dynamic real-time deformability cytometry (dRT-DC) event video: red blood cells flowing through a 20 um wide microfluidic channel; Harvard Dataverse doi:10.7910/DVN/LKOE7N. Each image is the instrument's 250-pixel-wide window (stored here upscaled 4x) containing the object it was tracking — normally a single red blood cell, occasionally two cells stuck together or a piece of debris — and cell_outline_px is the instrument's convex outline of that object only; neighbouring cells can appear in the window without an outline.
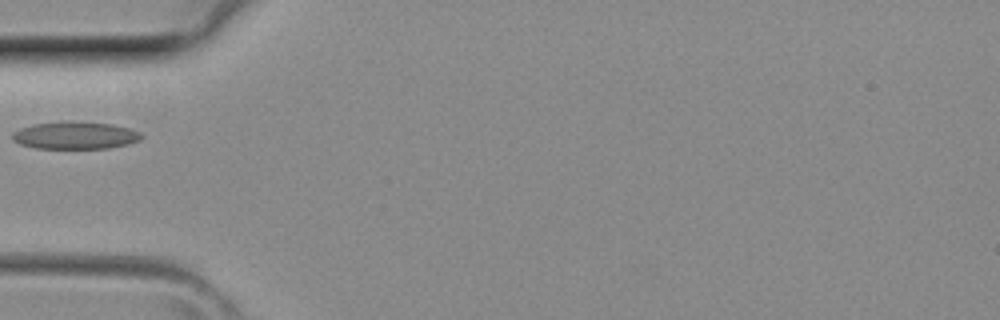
{"species": "common noctule bat (a hibernating species)", "species_latin": "Nyctalus noctula", "temperature_condition": "room temperature", "stored_images_in_passage": 2, "camera_frame_rate_fps": 3000, "um_per_image_px": 0.085, "animal": {"sex": "female", "body_mass_g": 29.2, "forearm_length_mm": 56.3}, "frame": {"image": 1, "passage_image": 2, "time_ms": 0.333, "image_size_px": [1000, 320], "cell_outline_px": [[144, 136], [140, 140], [128, 144], [108, 148], [36, 148], [20, 144], [12, 140], [12, 132], [20, 128], [32, 124], [72, 120], [112, 124], [128, 128], [140, 132]], "centroid_in_image_um": [6.38, 11.49], "position_along_channel_um": 78.6, "area_um2": 20.81}}